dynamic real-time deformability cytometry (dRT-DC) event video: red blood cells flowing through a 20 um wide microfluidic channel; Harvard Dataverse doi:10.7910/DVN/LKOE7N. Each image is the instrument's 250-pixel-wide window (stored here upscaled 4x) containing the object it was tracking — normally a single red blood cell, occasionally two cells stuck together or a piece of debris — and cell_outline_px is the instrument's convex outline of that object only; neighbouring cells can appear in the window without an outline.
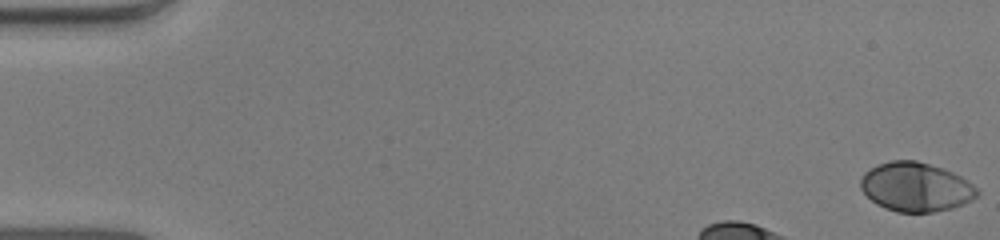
{"species": "human", "species_latin": "Homo sapiens", "temperature_condition": "warm", "stored_images_in_passage": 12, "camera_frame_rate_fps": 3000, "um_per_image_px": 0.085, "donor": {"sex": "male"}, "frame": {"image": 1, "passage_image": 1, "time_ms": 0.0, "image_size_px": [1000, 240], "cell_outline_px": [[980, 192], [972, 200], [964, 204], [952, 208], [932, 212], [896, 212], [884, 208], [876, 204], [860, 188], [860, 176], [864, 172], [880, 164], [892, 160], [916, 160], [944, 168], [968, 180]], "centroid_in_image_um": [77.84, 15.89], "position_along_channel_um": 7.2, "area_um2": 33.41}}